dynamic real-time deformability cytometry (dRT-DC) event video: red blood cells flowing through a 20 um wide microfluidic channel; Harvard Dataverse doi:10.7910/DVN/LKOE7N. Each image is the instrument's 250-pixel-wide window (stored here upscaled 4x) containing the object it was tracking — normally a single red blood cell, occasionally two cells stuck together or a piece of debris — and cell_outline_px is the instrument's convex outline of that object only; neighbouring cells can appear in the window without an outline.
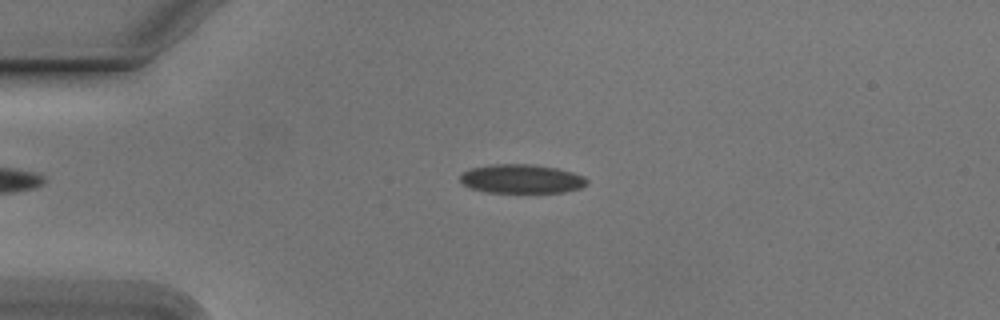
{"species": "Egyptian fruit bat (a non-hibernating species)", "species_latin": "Rousettus aegyptiacus", "temperature_condition": "cold", "stored_images_in_passage": 53, "camera_frame_rate_fps": 3000, "um_per_image_px": 0.085, "animal": {"sex": "male"}, "frame": {"image": 1, "passage_image": 12, "time_ms": 3.667, "image_size_px": [1000, 320], "cell_outline_px": [[588, 184], [580, 188], [564, 192], [488, 192], [472, 188], [464, 184], [460, 180], [460, 176], [464, 172], [472, 168], [492, 164], [528, 164], [556, 168], [572, 172], [584, 176], [588, 180]], "centroid_in_image_um": [44.37, 15.2], "position_along_channel_um": 40.6, "area_um2": 21.15}}
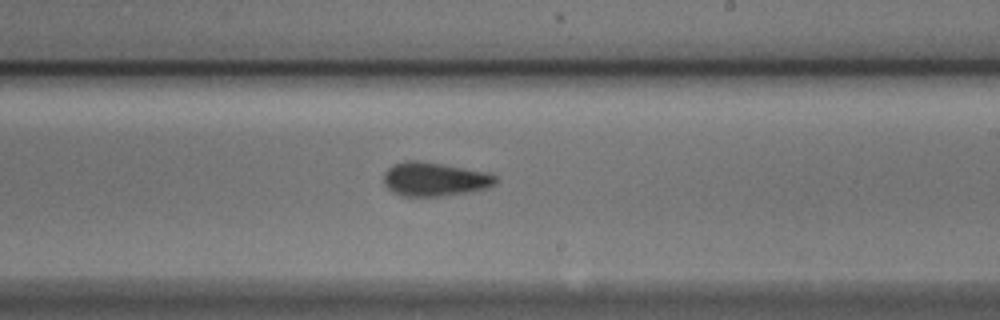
{"frame": {"image": 2, "passage_image": 31, "time_ms": 10.0, "image_size_px": [1000, 320], "cell_outline_px": [[496, 184], [488, 188], [472, 192], [444, 196], [400, 196], [392, 192], [384, 184], [384, 172], [392, 164], [408, 160], [416, 160], [488, 172], [496, 176]], "centroid_in_image_um": [36.94, 15.24], "position_along_channel_um": 252.1, "area_um2": 22.25}}
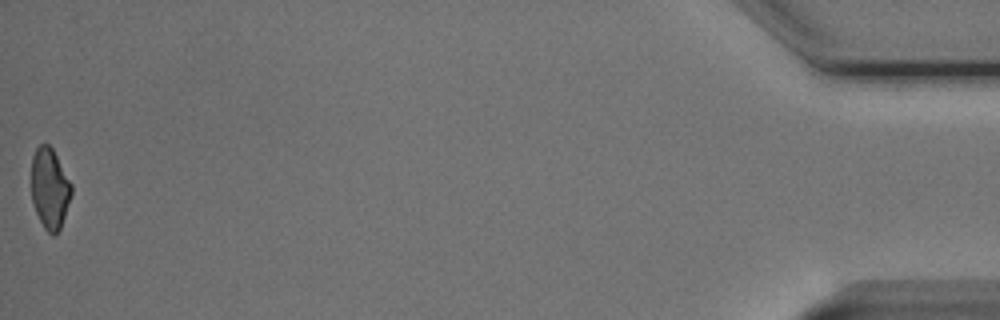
{"frame": {"image": 3, "passage_image": 53, "time_ms": 17.333, "image_size_px": [1000, 320], "cell_outline_px": [[72, 192], [60, 228], [56, 236], [52, 236], [44, 228], [36, 212], [32, 200], [32, 156], [36, 148], [40, 144], [48, 144], [52, 148], [72, 184]], "centroid_in_image_um": [4.23, 16.02], "position_along_channel_um": 431.0, "area_um2": 18.67}, "authors_computed_cell_mechanics": {"area_um2": 21.1548, "velocity_mm_per_s": 3.7902, "shape_relaxation_time_tau1_ms": 2.8702, "shape_relaxation_time_tau2_ms": 2.5036, "deformation_change_tau1": 0.0977, "deformation_change_tau2": 0.0944}}